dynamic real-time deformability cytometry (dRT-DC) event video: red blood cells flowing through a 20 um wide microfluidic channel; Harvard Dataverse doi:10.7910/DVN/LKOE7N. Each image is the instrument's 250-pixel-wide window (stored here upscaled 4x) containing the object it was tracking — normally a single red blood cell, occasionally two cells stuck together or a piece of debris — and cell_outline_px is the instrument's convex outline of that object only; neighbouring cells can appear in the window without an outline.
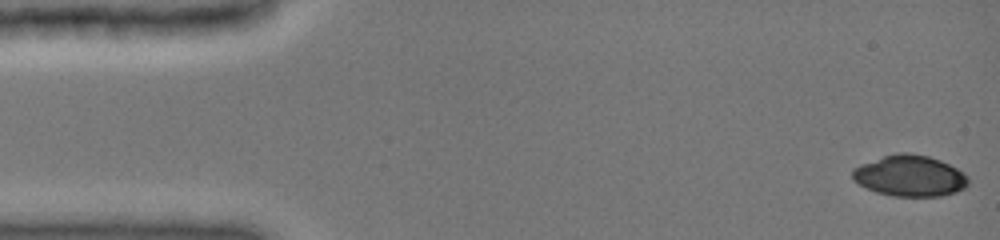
{"species": "common noctule bat (a hibernating species)", "species_latin": "Nyctalus noctula", "temperature_condition": "cold", "stored_images_in_passage": 46, "camera_frame_rate_fps": 3000, "um_per_image_px": 0.085, "animal": {"sex": "female", "body_mass_g": 19.0, "forearm_length_mm": 51.5}, "frame": {"image": 1, "passage_image": 1, "time_ms": 0.0, "image_size_px": [1000, 240], "cell_outline_px": [[968, 184], [964, 188], [956, 192], [940, 196], [892, 196], [876, 192], [852, 180], [852, 168], [860, 164], [884, 156], [900, 152], [908, 152], [928, 156], [940, 160], [964, 172], [968, 176]], "centroid_in_image_um": [77.33, 14.94], "position_along_channel_um": 7.7, "area_um2": 27.74}}
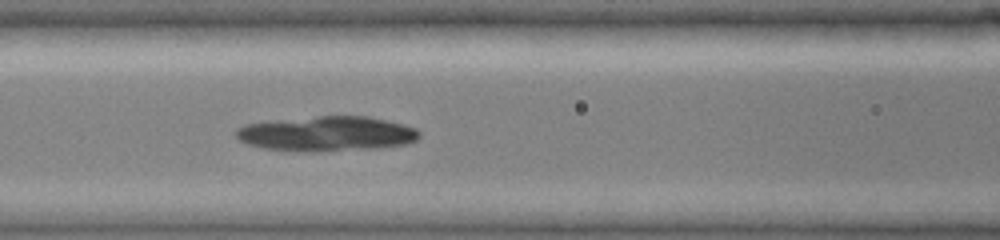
{"frame": {"image": 2, "passage_image": 20, "time_ms": 6.333, "image_size_px": [1000, 240], "cell_outline_px": [[420, 136], [416, 140], [408, 144], [380, 148], [316, 152], [296, 152], [264, 148], [248, 144], [240, 140], [236, 136], [236, 128], [244, 124], [272, 120], [320, 116], [368, 116], [404, 124], [416, 128], [420, 132]], "centroid_in_image_um": [27.78, 11.38], "position_along_channel_um": 138.8, "area_um2": 37.8}}
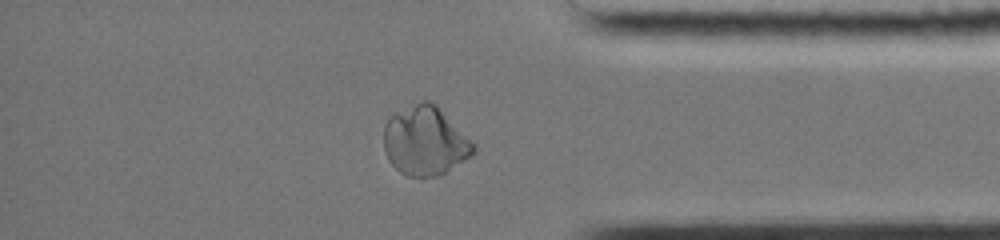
{"frame": {"image": 3, "passage_image": 40, "time_ms": 13.0, "image_size_px": [1000, 240], "cell_outline_px": [[476, 152], [472, 156], [444, 172], [436, 176], [404, 176], [388, 160], [384, 152], [384, 124], [388, 116], [396, 112], [424, 100], [432, 100], [476, 144]], "centroid_in_image_um": [36.13, 11.97], "position_along_channel_um": 399.1, "area_um2": 36.24}}